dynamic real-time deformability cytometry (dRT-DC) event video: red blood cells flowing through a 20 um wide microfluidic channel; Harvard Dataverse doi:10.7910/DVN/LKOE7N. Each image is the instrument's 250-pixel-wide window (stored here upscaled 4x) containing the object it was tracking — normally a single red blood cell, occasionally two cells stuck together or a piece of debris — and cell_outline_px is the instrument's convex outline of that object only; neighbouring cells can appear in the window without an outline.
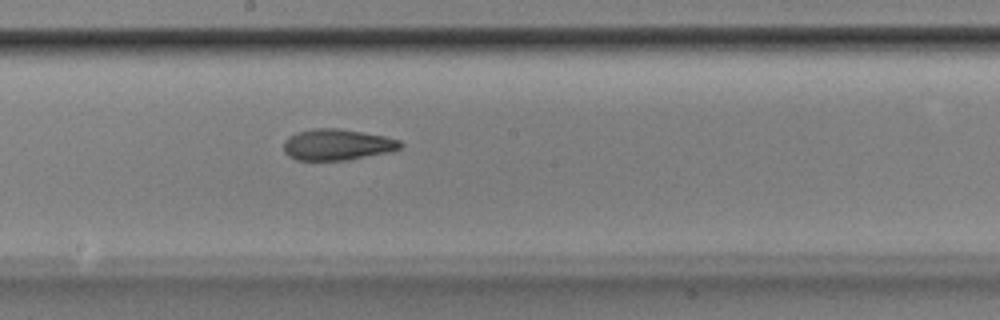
{"species": "Egyptian fruit bat (a non-hibernating species)", "species_latin": "Rousettus aegyptiacus", "temperature_condition": "room temperature", "stored_images_in_passage": 52, "camera_frame_rate_fps": 3000, "um_per_image_px": 0.085, "animal": {"sex": "male"}, "frame": {"image": 1, "passage_image": 28, "time_ms": 9.0, "image_size_px": [1000, 320], "cell_outline_px": [[404, 144], [400, 148], [388, 152], [348, 160], [296, 160], [288, 156], [284, 152], [284, 140], [288, 136], [296, 132], [312, 128], [340, 128], [384, 136], [400, 140]], "centroid_in_image_um": [28.63, 12.29], "position_along_channel_um": 219.6, "area_um2": 21.33}}
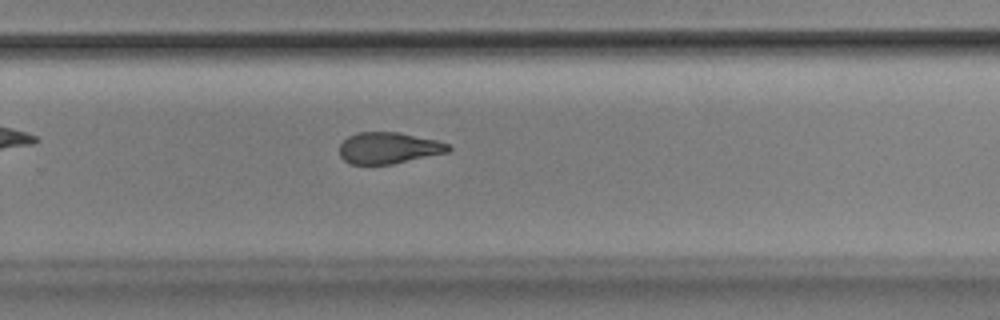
{"frame": {"image": 2, "passage_image": 34, "time_ms": 11.0, "image_size_px": [1000, 320], "cell_outline_px": [[452, 148], [448, 152], [392, 164], [352, 164], [344, 160], [340, 156], [340, 144], [348, 136], [356, 132], [400, 132], [436, 140], [448, 144]], "centroid_in_image_um": [33.02, 12.57], "position_along_channel_um": 296.8, "area_um2": 19.88}}
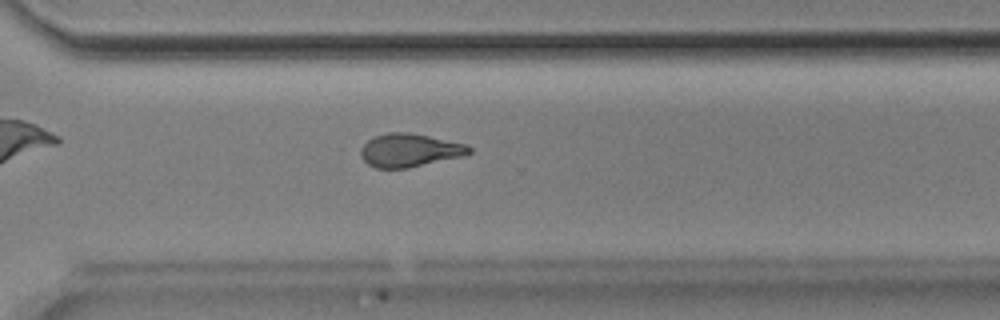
{"frame": {"image": 3, "passage_image": 37, "time_ms": 12.0, "image_size_px": [1000, 320], "cell_outline_px": [[472, 152], [464, 156], [408, 168], [376, 168], [368, 164], [360, 156], [360, 148], [372, 136], [388, 132], [408, 132], [468, 144], [472, 148]], "centroid_in_image_um": [34.82, 12.77], "position_along_channel_um": 335.8, "area_um2": 21.21}, "authors_computed_cell_mechanics": {"area_um2": 21.5305, "velocity_mm_per_s": 3.8937, "shape_relaxation_time_tau1_ms": 7.1503, "shape_relaxation_time_tau2_ms": 3.3827, "deformation_change_tau1": 0.1787, "deformation_change_tau2": 0.119}}